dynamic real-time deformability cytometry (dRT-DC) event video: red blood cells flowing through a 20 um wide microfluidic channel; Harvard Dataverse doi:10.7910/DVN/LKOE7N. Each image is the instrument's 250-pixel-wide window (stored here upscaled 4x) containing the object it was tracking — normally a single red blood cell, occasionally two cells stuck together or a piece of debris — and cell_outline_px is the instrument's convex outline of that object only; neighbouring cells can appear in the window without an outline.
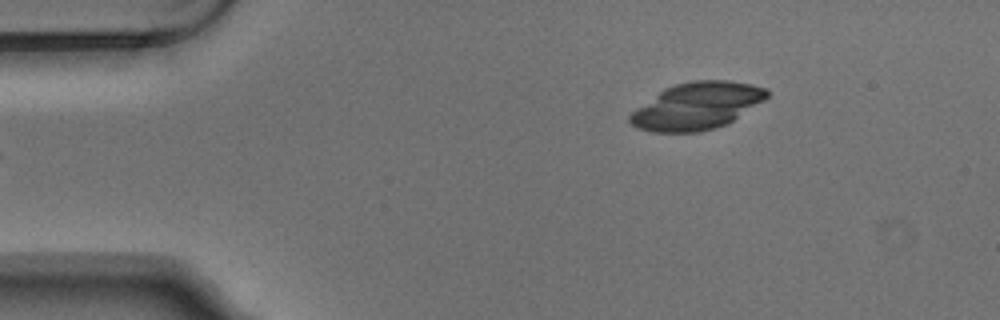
{"species": "Egyptian fruit bat (a non-hibernating species)", "species_latin": "Rousettus aegyptiacus", "temperature_condition": "warm", "stored_images_in_passage": 3, "segment_of_instrument_passage": [2, 2], "camera_frame_rate_fps": 3000, "um_per_image_px": 0.085, "animal": {"sex": "male"}, "frame": {"image": 1, "passage_image": 3, "time_ms": 0.667, "image_size_px": [1000, 320], "cell_outline_px": [[768, 96], [764, 100], [732, 120], [724, 124], [700, 132], [652, 132], [636, 128], [628, 120], [628, 116], [636, 108], [664, 88], [676, 84], [692, 80], [728, 80], [752, 84], [768, 88]], "centroid_in_image_um": [59.21, 9.0], "position_along_channel_um": 25.8, "area_um2": 37.28}}